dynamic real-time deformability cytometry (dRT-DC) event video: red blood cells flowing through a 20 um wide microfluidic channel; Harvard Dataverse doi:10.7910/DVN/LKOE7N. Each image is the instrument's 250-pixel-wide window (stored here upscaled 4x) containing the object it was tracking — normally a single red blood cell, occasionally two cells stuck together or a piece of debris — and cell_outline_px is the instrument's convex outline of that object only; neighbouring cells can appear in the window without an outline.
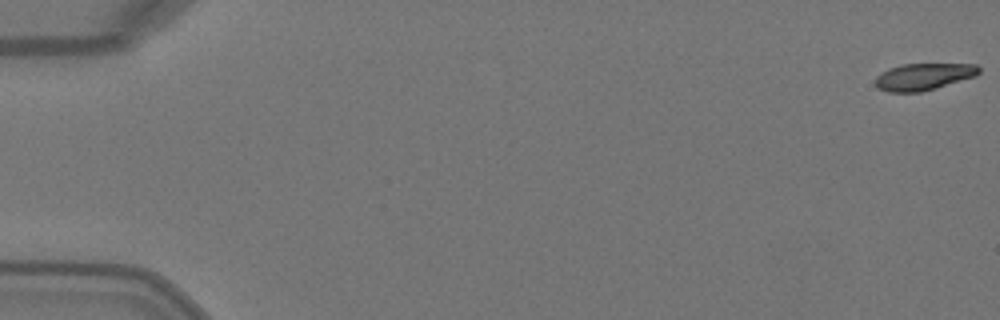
{"species": "Egyptian fruit bat (a non-hibernating species)", "species_latin": "Rousettus aegyptiacus", "temperature_condition": "warm", "stored_images_in_passage": 6, "camera_frame_rate_fps": 3000, "um_per_image_px": 0.085, "animal": {"sex": "female"}, "frame": {"image": 1, "passage_image": 1, "time_ms": 0.0, "image_size_px": [1000, 320], "cell_outline_px": [[980, 72], [976, 76], [936, 88], [920, 92], [888, 92], [880, 88], [876, 84], [876, 76], [880, 72], [888, 68], [900, 64], [976, 64], [980, 68]], "centroid_in_image_um": [78.5, 6.51], "position_along_channel_um": 6.5, "area_um2": 16.24}}
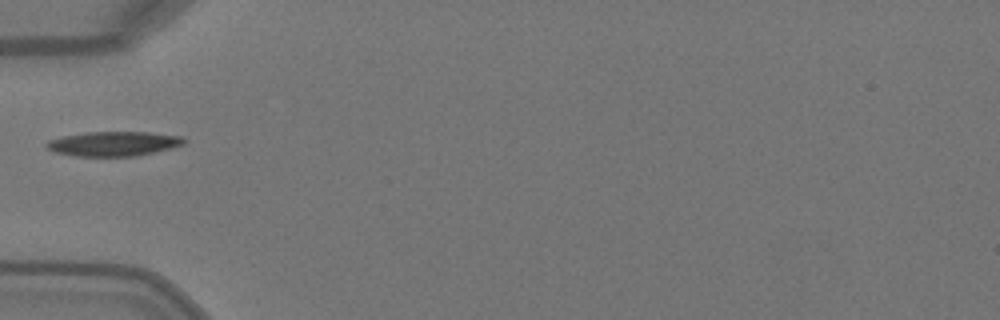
{"frame": {"image": 2, "passage_image": 5, "time_ms": 1.333, "image_size_px": [1000, 320], "cell_outline_px": [[188, 140], [184, 144], [172, 148], [136, 156], [76, 156], [56, 152], [48, 148], [44, 144], [48, 140], [60, 136], [88, 132], [148, 132], [180, 136]], "centroid_in_image_um": [9.66, 12.21], "position_along_channel_um": 75.3, "area_um2": 19.71}}
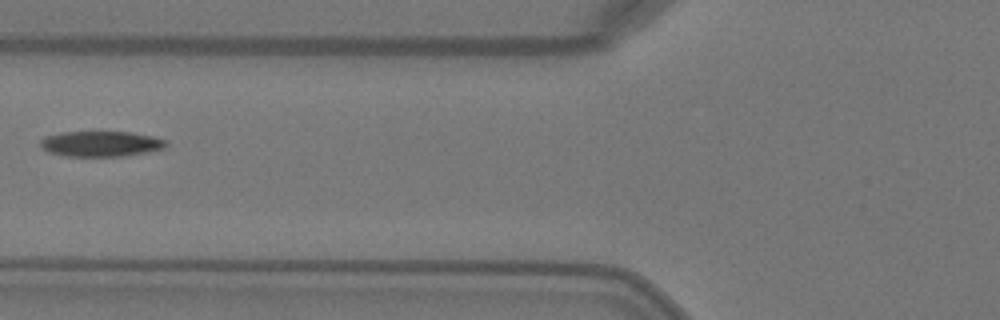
{"frame": {"image": 3, "passage_image": 6, "time_ms": 1.667, "image_size_px": [1000, 320], "cell_outline_px": [[168, 144], [164, 148], [148, 152], [124, 156], [64, 156], [48, 152], [40, 148], [40, 140], [44, 136], [64, 132], [132, 132], [152, 136], [168, 140]], "centroid_in_image_um": [8.57, 12.22], "position_along_channel_um": 117.2, "area_um2": 18.84}}